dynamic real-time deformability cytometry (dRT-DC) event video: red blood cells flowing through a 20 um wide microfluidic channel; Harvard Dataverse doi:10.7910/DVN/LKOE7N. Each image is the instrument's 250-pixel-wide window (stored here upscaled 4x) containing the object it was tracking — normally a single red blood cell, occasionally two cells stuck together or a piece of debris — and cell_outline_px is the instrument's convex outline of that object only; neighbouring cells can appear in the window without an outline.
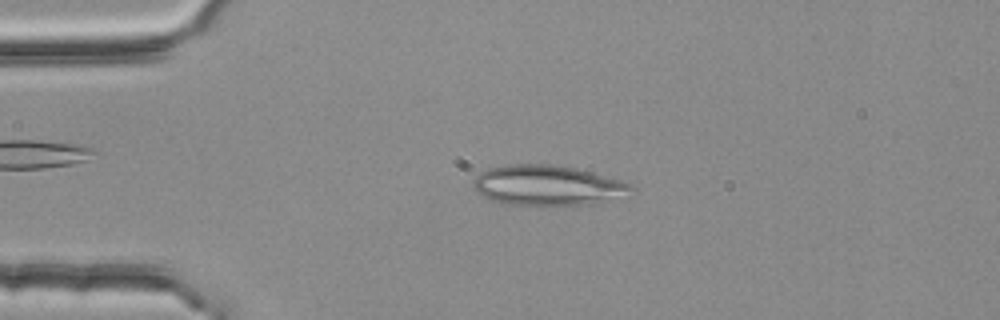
{"species": "common noctule bat (a hibernating species)", "species_latin": "Nyctalus noctula", "temperature_condition": "room temperature", "stored_images_in_passage": 46, "camera_frame_rate_fps": 3000, "um_per_image_px": 0.085, "animal": {"sex": "female", "body_mass_g": 25.1}, "frame": {"image": 1, "passage_image": 11, "time_ms": 3.333, "image_size_px": [1000, 320], "cell_outline_px": [[636, 188], [588, 204], [504, 204], [492, 200], [484, 196], [476, 188], [476, 176], [480, 172], [488, 168], [508, 164], [552, 164], [576, 168], [592, 172], [620, 180], [632, 184]], "centroid_in_image_um": [46.47, 15.71], "position_along_channel_um": 38.5, "area_um2": 35.66}}
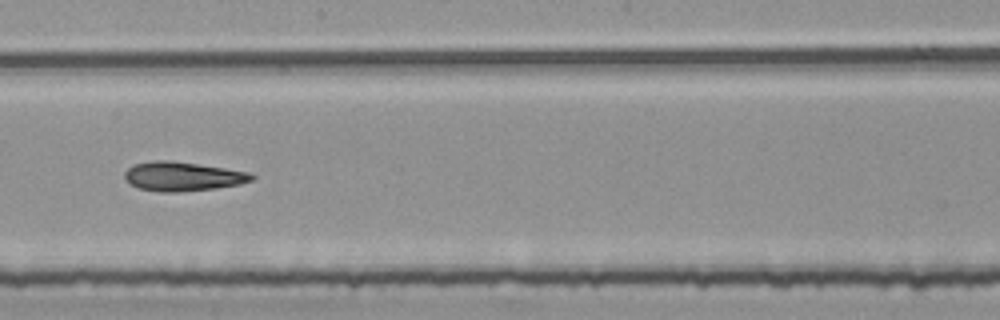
{"frame": {"image": 2, "passage_image": 29, "time_ms": 9.333, "image_size_px": [1000, 320], "cell_outline_px": [[256, 176], [252, 180], [240, 184], [216, 188], [180, 192], [160, 192], [140, 188], [124, 180], [124, 172], [132, 164], [152, 160], [168, 160], [224, 168], [248, 172]], "centroid_in_image_um": [15.49, 14.99], "position_along_channel_um": 232.7, "area_um2": 21.56}}
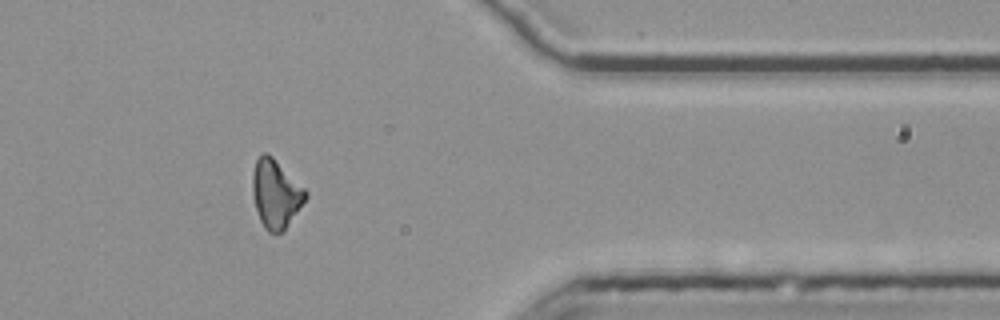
{"frame": {"image": 3, "passage_image": 43, "time_ms": 14.0, "image_size_px": [1000, 320], "cell_outline_px": [[308, 196], [284, 228], [280, 232], [268, 232], [264, 228], [260, 220], [256, 208], [252, 192], [252, 172], [256, 160], [260, 152], [268, 152], [308, 192]], "centroid_in_image_um": [23.4, 16.42], "position_along_channel_um": 388.0, "area_um2": 20.81}, "authors_computed_cell_mechanics": {"area_um2": 21.5594, "velocity_mm_per_s": 3.7747, "shape_relaxation_time_tau1_ms": null, "shape_relaxation_time_tau2_ms": 3.5217, "deformation_change_tau1": null, "deformation_change_tau2": 0.121}}